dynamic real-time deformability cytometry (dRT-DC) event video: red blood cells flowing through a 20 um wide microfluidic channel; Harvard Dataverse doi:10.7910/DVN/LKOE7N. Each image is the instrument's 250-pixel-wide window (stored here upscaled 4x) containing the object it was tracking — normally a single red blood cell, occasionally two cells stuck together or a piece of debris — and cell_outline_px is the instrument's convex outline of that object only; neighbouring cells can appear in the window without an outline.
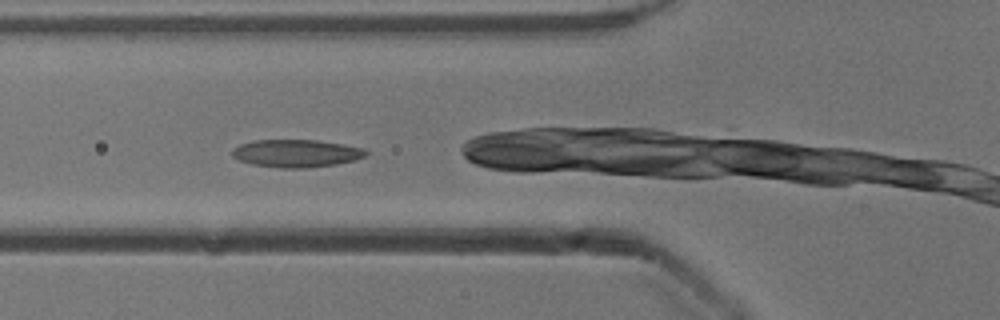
{"species": "common noctule bat (a hibernating species)", "species_latin": "Nyctalus noctula", "temperature_condition": "cold", "stored_images_in_passage": 35, "camera_frame_rate_fps": 3000, "um_per_image_px": 0.085, "animal": {"sex": "male", "body_mass_g": 13.3}, "frame": {"image": 1, "passage_image": 11, "time_ms": 3.333, "image_size_px": [1000, 320], "cell_outline_px": [[368, 152], [364, 156], [352, 160], [336, 164], [308, 168], [280, 168], [252, 164], [240, 160], [232, 156], [232, 148], [240, 144], [252, 140], [316, 140], [344, 144], [364, 148]], "centroid_in_image_um": [25.16, 13.03], "position_along_channel_um": 100.6, "area_um2": 21.56}}
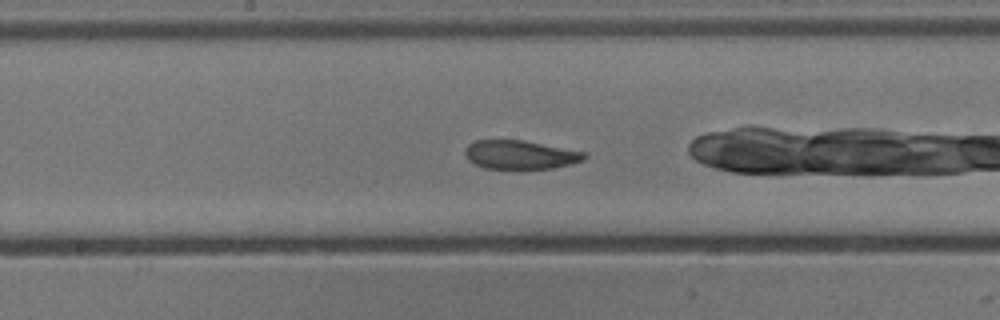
{"frame": {"image": 2, "passage_image": 19, "time_ms": 6.0, "image_size_px": [1000, 320], "cell_outline_px": [[588, 156], [584, 160], [572, 164], [552, 168], [484, 168], [468, 160], [464, 152], [464, 148], [468, 144], [476, 140], [524, 140], [588, 152]], "centroid_in_image_um": [44.26, 13.14], "position_along_channel_um": 203.9, "area_um2": 20.11}}
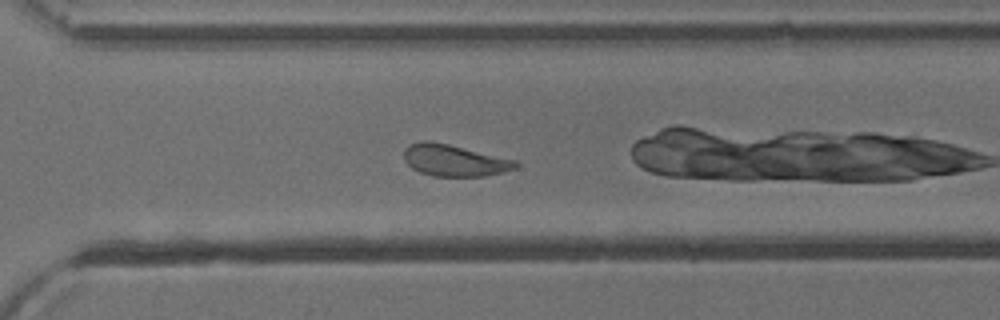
{"frame": {"image": 3, "passage_image": 29, "time_ms": 9.333, "image_size_px": [1000, 320], "cell_outline_px": [[520, 164], [516, 168], [504, 172], [484, 176], [432, 176], [420, 172], [412, 168], [404, 160], [404, 148], [408, 144], [420, 140], [428, 140], [448, 144], [520, 160]], "centroid_in_image_um": [38.65, 13.62], "position_along_channel_um": 332.0, "area_um2": 20.98}}